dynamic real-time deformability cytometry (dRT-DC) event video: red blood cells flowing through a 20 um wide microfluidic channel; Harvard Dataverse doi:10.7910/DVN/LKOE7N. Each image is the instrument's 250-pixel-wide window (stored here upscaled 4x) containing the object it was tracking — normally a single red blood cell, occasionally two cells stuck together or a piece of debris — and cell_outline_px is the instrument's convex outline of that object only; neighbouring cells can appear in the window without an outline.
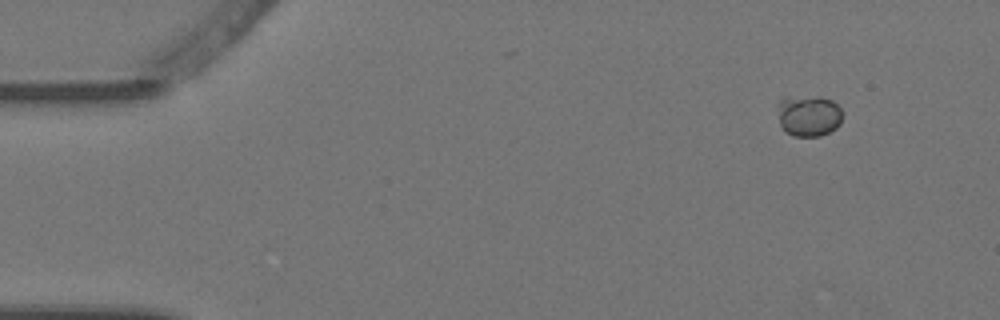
{"species": "Egyptian fruit bat (a non-hibernating species)", "species_latin": "Rousettus aegyptiacus", "temperature_condition": "warm", "stored_images_in_passage": 2, "camera_frame_rate_fps": 3000, "um_per_image_px": 0.085, "animal": {"sex": "female"}, "frame": {"image": 1, "passage_image": 1, "time_ms": 0.0, "image_size_px": [1000, 320], "cell_outline_px": [[844, 112], [840, 124], [836, 128], [820, 136], [792, 136], [784, 132], [780, 128], [780, 96], [820, 96], [832, 100]], "centroid_in_image_um": [68.75, 9.82], "position_along_channel_um": 16.2, "area_um2": 15.9}}